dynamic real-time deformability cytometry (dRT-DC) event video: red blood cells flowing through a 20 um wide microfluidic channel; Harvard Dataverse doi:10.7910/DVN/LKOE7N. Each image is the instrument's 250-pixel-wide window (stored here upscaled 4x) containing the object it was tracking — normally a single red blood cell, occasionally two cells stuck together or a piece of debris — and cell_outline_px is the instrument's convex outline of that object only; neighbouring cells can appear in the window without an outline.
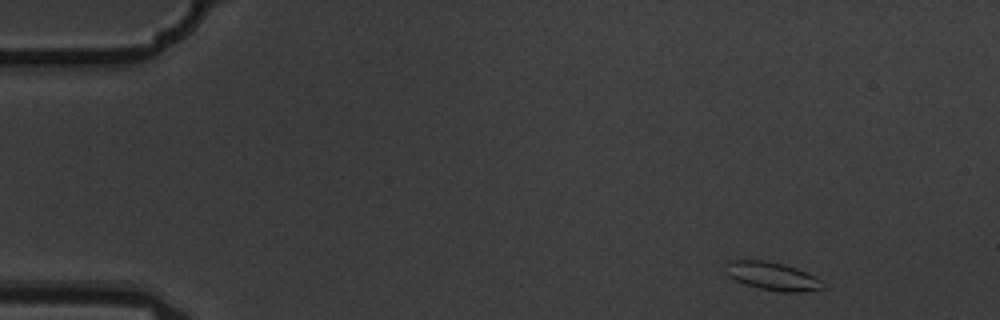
{"species": "common noctule bat (a hibernating species)", "species_latin": "Nyctalus noctula", "temperature_condition": "warm", "stored_images_in_passage": 5, "segment_of_instrument_passage": [1, 2], "camera_frame_rate_fps": 3000, "um_per_image_px": 0.085, "animal": {"sex": "male", "body_mass_g": 19.5, "forearm_length_mm": 54.6}, "frame": {"image": 1, "passage_image": 1, "time_ms": 0.0, "image_size_px": [1000, 320], "cell_outline_px": [[824, 288], [800, 292], [780, 292], [760, 288], [744, 284], [728, 276], [724, 272], [724, 264], [728, 260], [768, 260], [784, 264], [796, 268], [820, 280]], "centroid_in_image_um": [65.55, 23.45], "position_along_channel_um": 19.4, "area_um2": 15.95}}
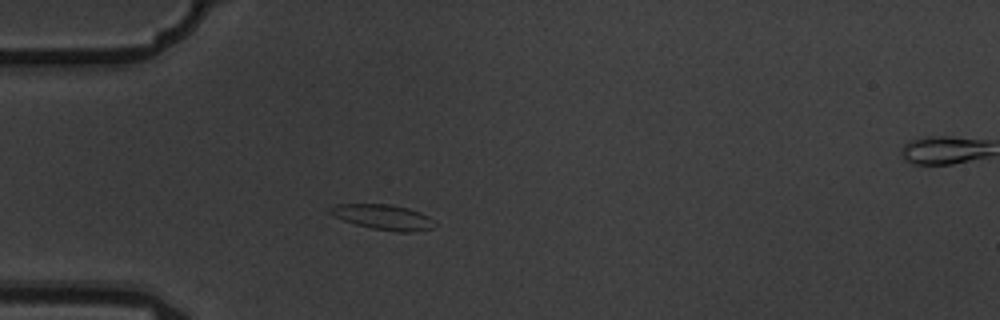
{"frame": {"image": 2, "passage_image": 4, "time_ms": 1.0, "image_size_px": [1000, 320], "cell_outline_px": [[436, 224], [432, 228], [416, 232], [396, 232], [372, 228], [356, 224], [344, 220], [328, 212], [336, 204], [392, 204], [408, 208], [420, 212], [428, 216]], "centroid_in_image_um": [32.63, 18.45], "position_along_channel_um": 52.4, "area_um2": 15.2}}